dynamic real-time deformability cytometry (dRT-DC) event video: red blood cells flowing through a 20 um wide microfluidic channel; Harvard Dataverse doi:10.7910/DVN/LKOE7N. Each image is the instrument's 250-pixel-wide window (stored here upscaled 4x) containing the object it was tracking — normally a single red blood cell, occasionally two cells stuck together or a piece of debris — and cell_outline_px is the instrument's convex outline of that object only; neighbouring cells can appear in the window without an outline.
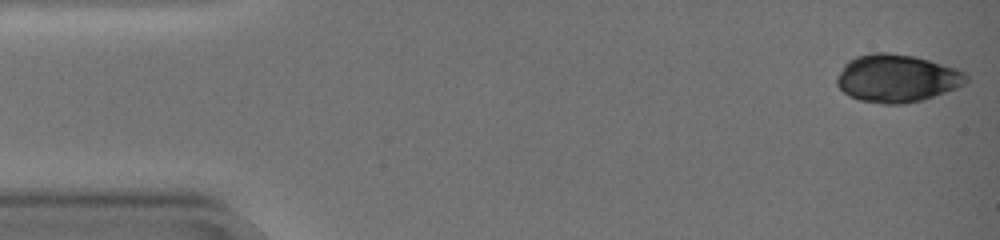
{"species": "common noctule bat (a hibernating species)", "species_latin": "Nyctalus noctula", "temperature_condition": "warm", "stored_images_in_passage": 58, "camera_frame_rate_fps": 3000, "um_per_image_px": 0.085, "animal": {"sex": "female", "body_mass_g": 19.0, "forearm_length_mm": 51.5}, "frame": {"image": 1, "passage_image": 1, "time_ms": 0.0, "image_size_px": [1000, 240], "cell_outline_px": [[968, 80], [964, 84], [956, 88], [924, 100], [900, 104], [884, 104], [860, 100], [848, 96], [836, 84], [836, 80], [844, 64], [848, 60], [856, 56], [872, 52], [888, 52], [916, 56], [956, 68], [964, 72], [968, 76]], "centroid_in_image_um": [76.23, 6.65], "position_along_channel_um": 8.8, "area_um2": 36.18}}